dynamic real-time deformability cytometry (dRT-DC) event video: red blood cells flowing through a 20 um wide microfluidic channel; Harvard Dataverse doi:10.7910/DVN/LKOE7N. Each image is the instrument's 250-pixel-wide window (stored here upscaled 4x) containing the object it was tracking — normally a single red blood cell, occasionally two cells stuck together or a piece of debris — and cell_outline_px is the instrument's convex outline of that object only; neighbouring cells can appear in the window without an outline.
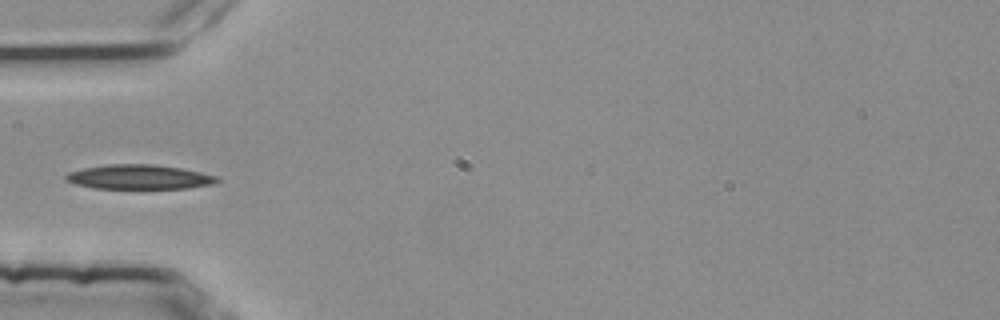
{"species": "common noctule bat (a hibernating species)", "species_latin": "Nyctalus noctula", "temperature_condition": "room temperature", "stored_images_in_passage": 2, "camera_frame_rate_fps": 3000, "um_per_image_px": 0.085, "animal": {"sex": "female", "body_mass_g": 25.1}, "frame": {"image": 1, "passage_image": 1, "time_ms": 0.0, "image_size_px": [1000, 320], "cell_outline_px": [[220, 180], [212, 184], [188, 188], [92, 188], [76, 184], [64, 180], [64, 176], [68, 172], [84, 168], [108, 164], [152, 164], [180, 168], [200, 172], [216, 176]], "centroid_in_image_um": [11.79, 15.04], "position_along_channel_um": 73.2, "area_um2": 21.44}}